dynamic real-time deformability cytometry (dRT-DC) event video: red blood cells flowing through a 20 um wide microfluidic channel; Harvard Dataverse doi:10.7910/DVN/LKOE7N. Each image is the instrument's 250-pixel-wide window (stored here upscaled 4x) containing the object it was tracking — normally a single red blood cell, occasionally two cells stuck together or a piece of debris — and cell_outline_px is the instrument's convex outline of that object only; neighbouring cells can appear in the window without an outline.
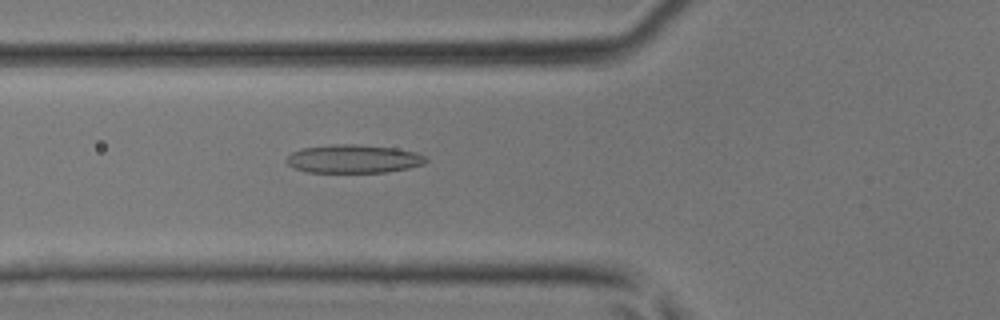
{"species": "common noctule bat (a hibernating species)", "species_latin": "Nyctalus noctula", "temperature_condition": "room temperature", "stored_images_in_passage": 45, "camera_frame_rate_fps": 3000, "um_per_image_px": 0.085, "animal": {"sex": "male", "body_mass_g": 17.9, "forearm_length_mm": 54.2}, "frame": {"image": 1, "passage_image": 17, "time_ms": 5.333, "image_size_px": [1000, 320], "cell_outline_px": [[428, 160], [424, 164], [408, 168], [388, 172], [308, 172], [296, 168], [288, 164], [284, 160], [292, 152], [300, 148], [332, 144], [356, 144], [396, 148], [416, 152], [424, 156]], "centroid_in_image_um": [30.04, 13.49], "position_along_channel_um": 95.8, "area_um2": 23.12}}
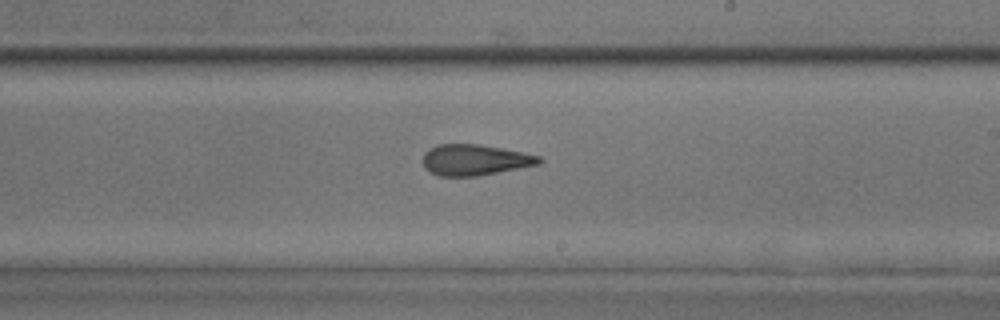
{"frame": {"image": 2, "passage_image": 27, "time_ms": 8.667, "image_size_px": [1000, 320], "cell_outline_px": [[544, 160], [540, 164], [480, 176], [440, 176], [428, 172], [424, 168], [420, 160], [424, 152], [428, 148], [436, 144], [480, 144], [524, 152], [540, 156]], "centroid_in_image_um": [40.32, 13.59], "position_along_channel_um": 248.7, "area_um2": 21.5}}
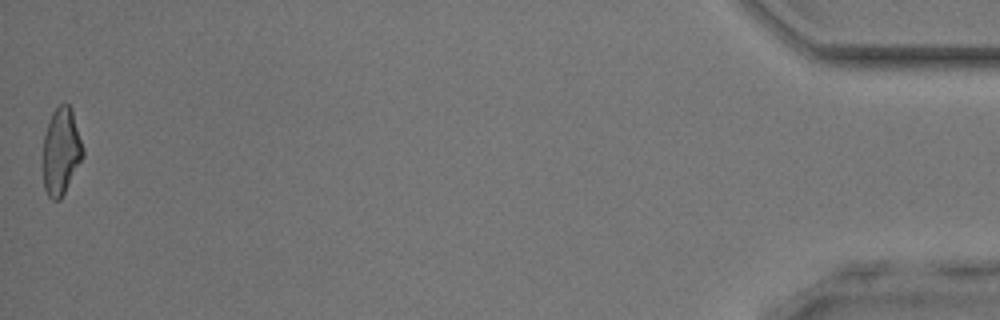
{"frame": {"image": 3, "passage_image": 45, "time_ms": 14.667, "image_size_px": [1000, 320], "cell_outline_px": [[84, 156], [60, 200], [52, 200], [48, 196], [44, 188], [44, 136], [48, 120], [52, 112], [64, 100], [72, 108], [84, 148]], "centroid_in_image_um": [5.21, 12.82], "position_along_channel_um": 430.0, "area_um2": 20.35}}